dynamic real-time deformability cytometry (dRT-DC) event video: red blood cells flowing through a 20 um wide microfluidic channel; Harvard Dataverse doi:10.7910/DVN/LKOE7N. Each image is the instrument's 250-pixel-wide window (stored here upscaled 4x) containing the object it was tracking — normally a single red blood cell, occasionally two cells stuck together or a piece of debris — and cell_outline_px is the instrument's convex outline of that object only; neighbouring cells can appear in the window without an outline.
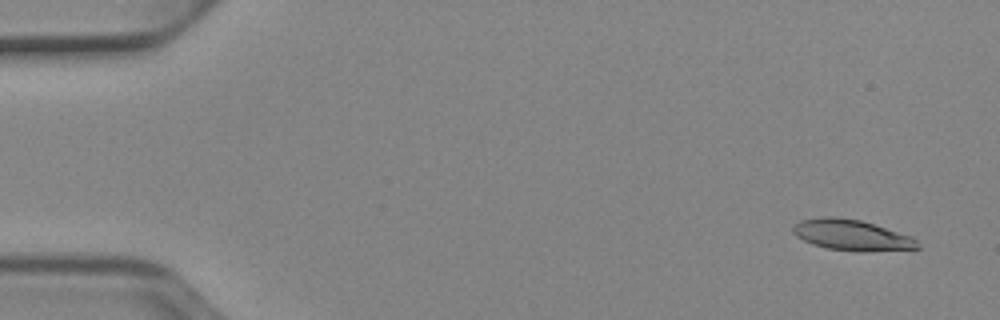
{"species": "Egyptian fruit bat (a non-hibernating species)", "species_latin": "Rousettus aegyptiacus", "temperature_condition": "cold", "stored_images_in_passage": 52, "camera_frame_rate_fps": 3000, "um_per_image_px": 0.085, "animal": {"sex": "female"}, "frame": {"image": 1, "passage_image": 3, "time_ms": 0.667, "image_size_px": [1000, 320], "cell_outline_px": [[920, 248], [860, 252], [856, 252], [828, 248], [812, 244], [796, 236], [792, 232], [792, 228], [800, 220], [824, 216], [836, 216], [860, 220], [912, 236], [920, 244]], "centroid_in_image_um": [72.39, 19.98], "position_along_channel_um": 12.6, "area_um2": 22.37}}
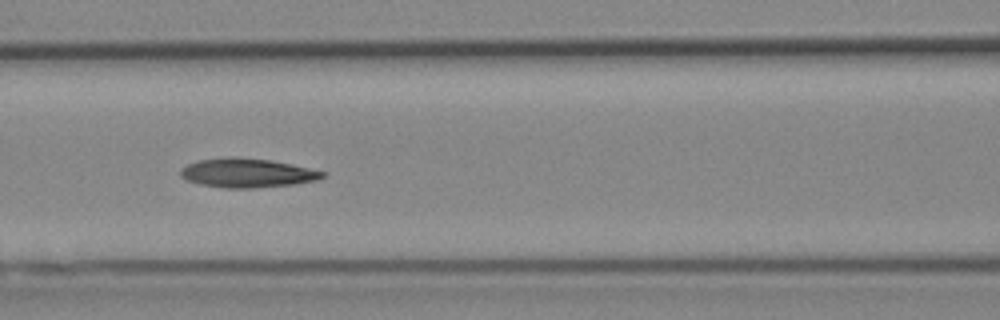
{"frame": {"image": 2, "passage_image": 23, "time_ms": 7.333, "image_size_px": [1000, 320], "cell_outline_px": [[324, 176], [316, 180], [296, 184], [252, 188], [224, 188], [200, 184], [188, 180], [180, 176], [180, 168], [196, 160], [272, 160], [292, 164], [324, 172]], "centroid_in_image_um": [21.02, 14.75], "position_along_channel_um": 145.6, "area_um2": 23.0}}
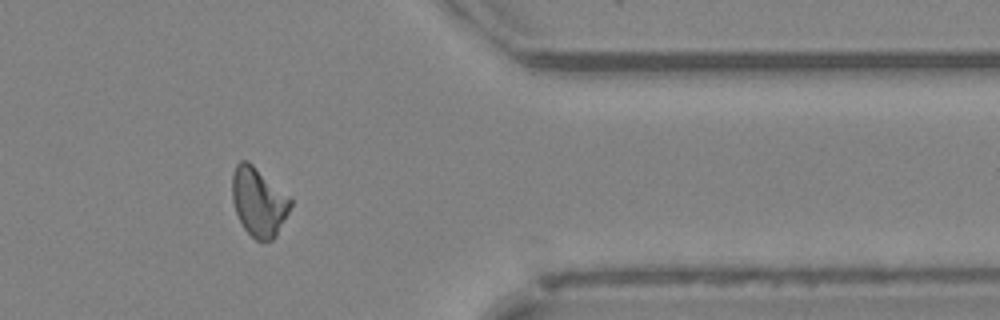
{"frame": {"image": 3, "passage_image": 43, "time_ms": 14.0, "image_size_px": [1000, 320], "cell_outline_px": [[292, 204], [276, 236], [272, 240], [256, 240], [244, 228], [236, 212], [232, 200], [232, 172], [236, 164], [240, 160], [248, 160], [292, 196]], "centroid_in_image_um": [22.0, 17.1], "position_along_channel_um": 389.4, "area_um2": 23.64}, "authors_computed_cell_mechanics": {"area_um2": 23.0622, "velocity_mm_per_s": 3.918, "shape_relaxation_time_tau1_ms": null, "shape_relaxation_time_tau2_ms": 5.2094, "deformation_change_tau1": null, "deformation_change_tau2": 0.1366}}